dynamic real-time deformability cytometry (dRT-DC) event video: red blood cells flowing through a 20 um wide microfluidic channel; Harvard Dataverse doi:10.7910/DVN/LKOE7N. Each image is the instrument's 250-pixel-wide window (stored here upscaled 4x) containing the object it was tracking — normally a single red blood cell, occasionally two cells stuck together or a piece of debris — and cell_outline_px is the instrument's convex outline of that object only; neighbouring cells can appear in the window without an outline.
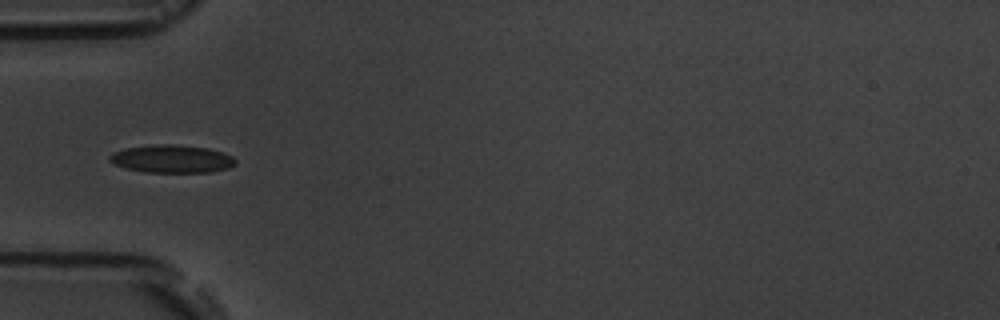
{"species": "common noctule bat (a hibernating species)", "species_latin": "Nyctalus noctula", "temperature_condition": "room temperature", "stored_images_in_passage": 9, "camera_frame_rate_fps": 3000, "um_per_image_px": 0.085, "animal": {"sex": "male", "body_mass_g": 19.5, "forearm_length_mm": 54.6}, "frame": {"image": 1, "passage_image": 7, "time_ms": 7.667, "image_size_px": [1000, 320], "cell_outline_px": [[236, 164], [228, 168], [212, 172], [144, 172], [124, 168], [108, 160], [108, 156], [112, 152], [124, 148], [160, 144], [172, 144], [208, 148], [232, 156], [236, 160]], "centroid_in_image_um": [14.58, 13.51], "position_along_channel_um": 70.4, "area_um2": 20.46}}
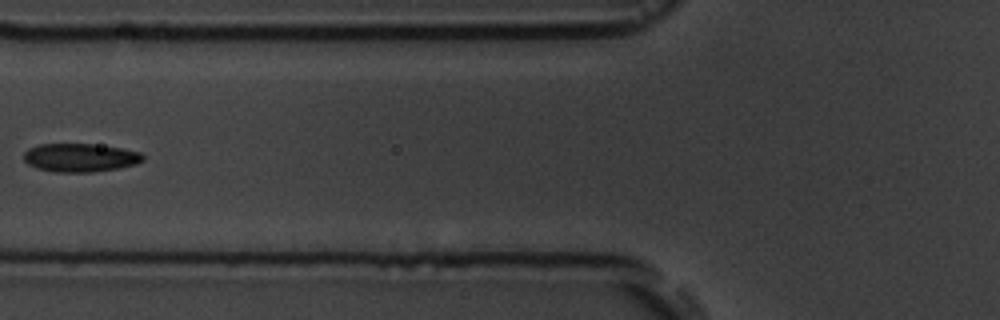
{"frame": {"image": 2, "passage_image": 8, "time_ms": 9.0, "image_size_px": [1000, 320], "cell_outline_px": [[144, 160], [136, 164], [116, 168], [92, 172], [56, 172], [36, 168], [28, 164], [24, 160], [24, 152], [28, 148], [40, 144], [92, 144], [120, 148], [140, 152], [144, 156]], "centroid_in_image_um": [6.79, 13.4], "position_along_channel_um": 119.0, "area_um2": 19.65}}
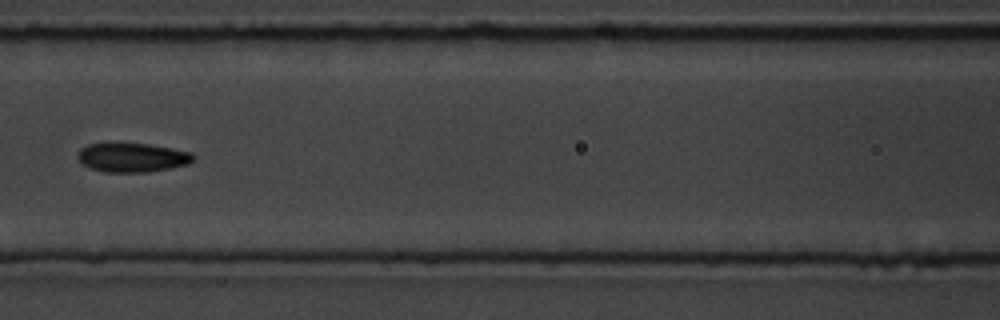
{"frame": {"image": 3, "passage_image": 9, "time_ms": 10.0, "image_size_px": [1000, 320], "cell_outline_px": [[196, 156], [188, 164], [148, 172], [104, 172], [92, 168], [84, 164], [76, 156], [80, 148], [88, 144], [116, 140], [148, 144], [172, 148], [192, 152]], "centroid_in_image_um": [11.2, 13.33], "position_along_channel_um": 155.4, "area_um2": 20.23}}